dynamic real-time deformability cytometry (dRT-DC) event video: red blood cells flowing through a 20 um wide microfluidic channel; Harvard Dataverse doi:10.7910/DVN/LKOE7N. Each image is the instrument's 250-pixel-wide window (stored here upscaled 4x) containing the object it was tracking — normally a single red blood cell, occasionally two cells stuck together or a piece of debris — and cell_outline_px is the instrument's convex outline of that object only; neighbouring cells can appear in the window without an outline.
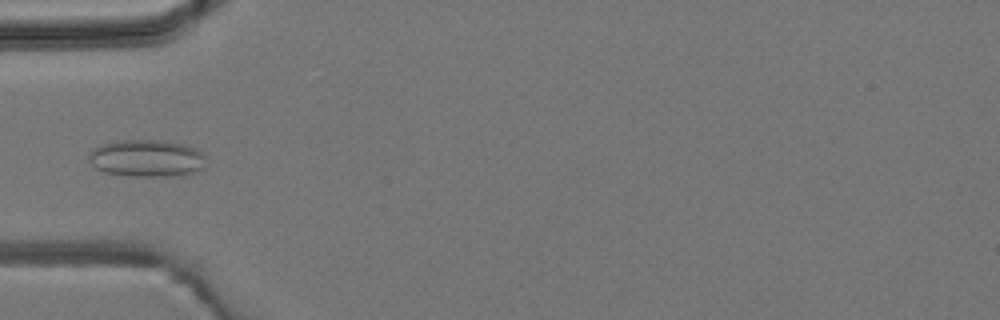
{"species": "common noctule bat (a hibernating species)", "species_latin": "Nyctalus noctula", "temperature_condition": "room temperature", "stored_images_in_passage": 5, "camera_frame_rate_fps": 3000, "um_per_image_px": 0.085, "animal": {"sex": "male", "body_mass_g": 19.2, "forearm_length_mm": 51.8}, "frame": {"image": 1, "passage_image": 4, "time_ms": 3.667, "image_size_px": [1000, 320], "cell_outline_px": [[204, 168], [196, 172], [184, 176], [128, 176], [104, 172], [96, 168], [88, 160], [88, 152], [92, 148], [100, 144], [116, 140], [160, 140], [184, 144], [196, 148], [204, 156]], "centroid_in_image_um": [12.44, 13.45], "position_along_channel_um": 72.6, "area_um2": 25.84}}